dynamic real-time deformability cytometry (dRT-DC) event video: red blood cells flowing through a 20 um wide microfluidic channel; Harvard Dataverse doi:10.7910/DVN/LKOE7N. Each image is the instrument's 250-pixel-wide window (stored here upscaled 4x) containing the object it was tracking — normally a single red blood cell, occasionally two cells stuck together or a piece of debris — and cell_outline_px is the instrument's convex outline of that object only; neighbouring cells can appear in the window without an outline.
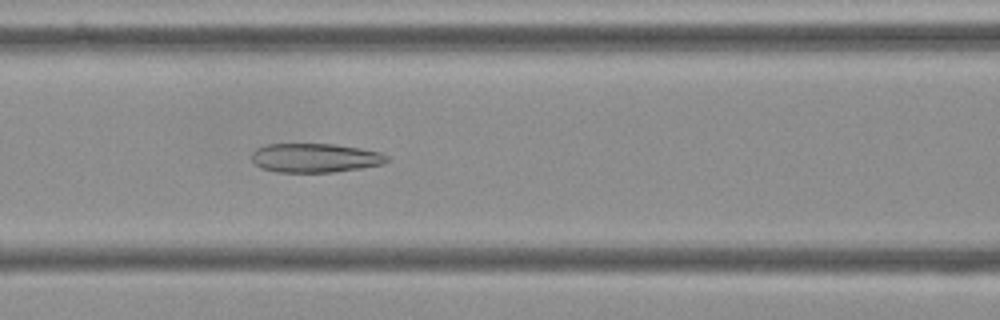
{"species": "Egyptian fruit bat (a non-hibernating species)", "species_latin": "Rousettus aegyptiacus", "temperature_condition": "cold", "stored_images_in_passage": 40, "camera_frame_rate_fps": 3000, "um_per_image_px": 0.085, "frame": {"image": 1, "passage_image": 13, "time_ms": 4.0, "image_size_px": [1000, 320], "cell_outline_px": [[388, 160], [384, 164], [360, 168], [332, 172], [276, 172], [260, 168], [252, 160], [252, 152], [256, 148], [264, 144], [336, 144], [360, 148], [380, 152], [388, 156]], "centroid_in_image_um": [26.76, 13.41], "position_along_channel_um": 139.8, "area_um2": 23.0}}
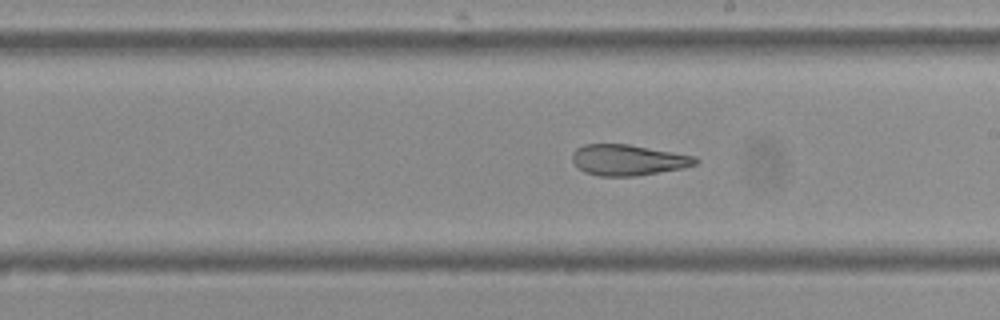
{"frame": {"image": 2, "passage_image": 21, "time_ms": 6.667, "image_size_px": [1000, 320], "cell_outline_px": [[700, 160], [696, 164], [684, 168], [636, 176], [600, 176], [584, 172], [572, 160], [572, 152], [576, 148], [584, 144], [628, 144], [696, 156]], "centroid_in_image_um": [53.4, 13.6], "position_along_channel_um": 235.6, "area_um2": 22.2}}
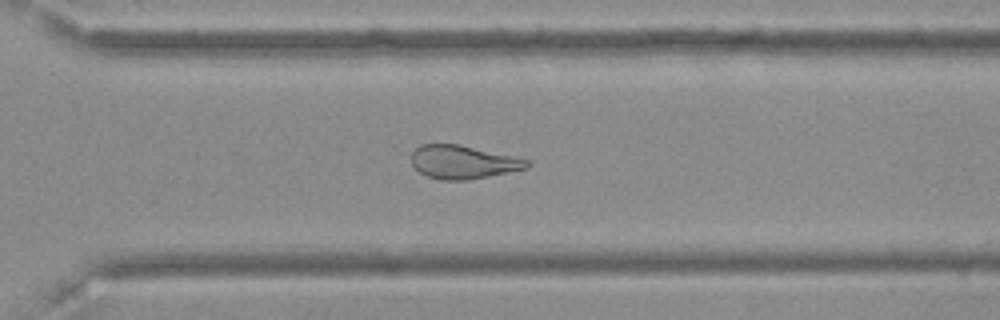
{"frame": {"image": 3, "passage_image": 29, "time_ms": 9.333, "image_size_px": [1000, 320], "cell_outline_px": [[532, 164], [528, 168], [468, 180], [444, 180], [428, 176], [420, 172], [412, 164], [412, 152], [420, 144], [460, 144], [516, 156], [528, 160]], "centroid_in_image_um": [39.4, 13.76], "position_along_channel_um": 331.2, "area_um2": 22.54}, "authors_computed_cell_mechanics": {"area_um2": 23.8136, "velocity_mm_per_s": 3.5923, "shape_relaxation_time_tau1_ms": null, "shape_relaxation_time_tau2_ms": 2.8771, "deformation_change_tau1": null, "deformation_change_tau2": 0.1127}}